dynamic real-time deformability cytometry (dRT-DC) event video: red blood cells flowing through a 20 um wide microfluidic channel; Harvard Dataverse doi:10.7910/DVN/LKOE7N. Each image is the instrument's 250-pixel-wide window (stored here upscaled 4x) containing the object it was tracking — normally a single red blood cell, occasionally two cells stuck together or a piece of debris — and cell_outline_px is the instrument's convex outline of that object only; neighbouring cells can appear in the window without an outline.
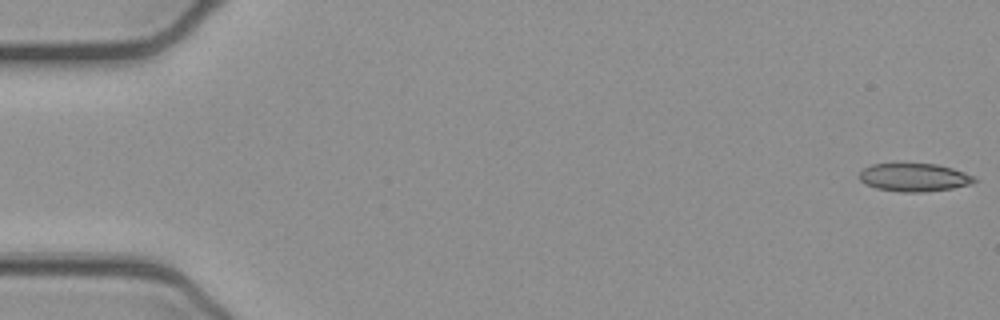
{"species": "common noctule bat (a hibernating species)", "species_latin": "Nyctalus noctula", "temperature_condition": "cold", "stored_images_in_passage": 52, "camera_frame_rate_fps": 3000, "um_per_image_px": 0.085, "animal": {"sex": "female", "body_mass_g": 21.9}, "frame": {"image": 1, "passage_image": 1, "time_ms": 0.0, "image_size_px": [1000, 320], "cell_outline_px": [[980, 180], [972, 184], [952, 188], [920, 192], [904, 192], [876, 188], [864, 184], [860, 180], [860, 172], [864, 168], [872, 164], [896, 160], [936, 164], [952, 168], [964, 172]], "centroid_in_image_um": [77.67, 15.02], "position_along_channel_um": 7.3, "area_um2": 19.65}}
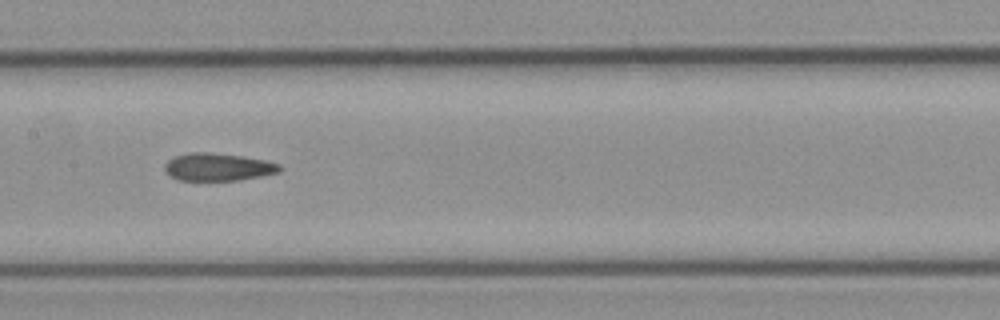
{"frame": {"image": 2, "passage_image": 26, "time_ms": 8.333, "image_size_px": [1000, 320], "cell_outline_px": [[284, 168], [280, 172], [240, 180], [176, 180], [164, 172], [164, 164], [168, 160], [176, 156], [192, 152], [208, 152], [240, 156], [264, 160], [280, 164]], "centroid_in_image_um": [18.52, 14.2], "position_along_channel_um": 188.9, "area_um2": 18.55}}
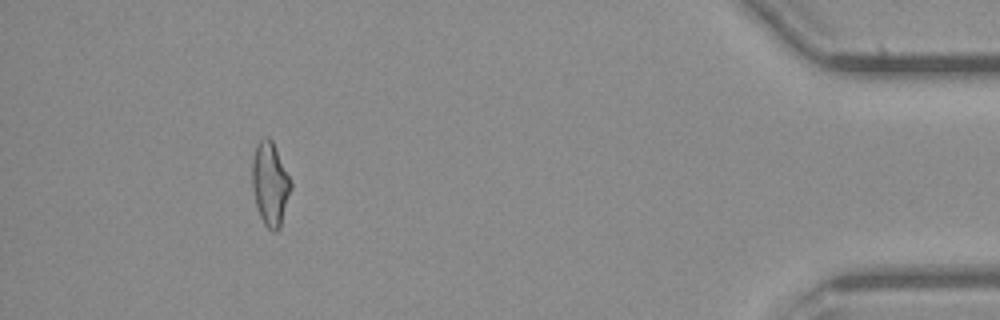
{"frame": {"image": 3, "passage_image": 48, "time_ms": 15.667, "image_size_px": [1000, 320], "cell_outline_px": [[292, 188], [280, 228], [276, 232], [272, 232], [264, 224], [260, 216], [256, 204], [252, 188], [252, 160], [256, 144], [264, 136], [268, 136], [272, 140], [292, 184]], "centroid_in_image_um": [22.95, 15.64], "position_along_channel_um": 412.2, "area_um2": 18.84}, "authors_computed_cell_mechanics": {"area_um2": 19.0451, "velocity_mm_per_s": 3.92, "shape_relaxation_time_tau1_ms": null, "shape_relaxation_time_tau2_ms": 3.5883, "deformation_change_tau1": null, "deformation_change_tau2": 0.1364}}